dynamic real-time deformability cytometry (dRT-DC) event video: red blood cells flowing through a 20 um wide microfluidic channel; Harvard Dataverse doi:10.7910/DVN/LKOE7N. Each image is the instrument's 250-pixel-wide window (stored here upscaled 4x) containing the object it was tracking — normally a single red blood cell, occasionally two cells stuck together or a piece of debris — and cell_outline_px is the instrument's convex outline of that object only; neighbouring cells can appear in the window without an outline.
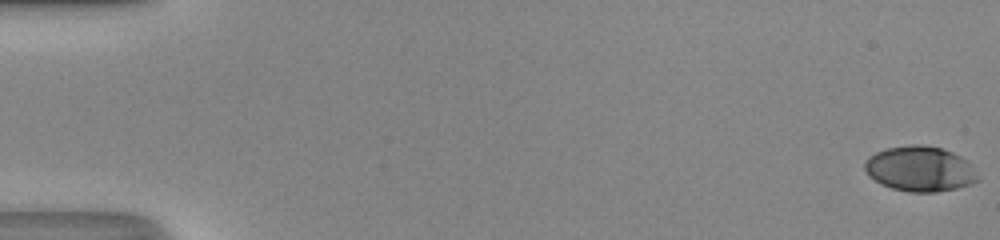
{"species": "human", "species_latin": "Homo sapiens", "temperature_condition": "room temperature", "stored_images_in_passage": 50, "camera_frame_rate_fps": 3000, "um_per_image_px": 0.085, "donor": {"sex": "male"}, "frame": {"image": 1, "passage_image": 1, "time_ms": 0.0, "image_size_px": [1000, 240], "cell_outline_px": [[980, 180], [972, 184], [956, 188], [936, 192], [908, 192], [892, 188], [880, 184], [868, 176], [864, 168], [864, 164], [868, 156], [876, 152], [888, 148], [912, 144], [924, 144], [940, 148], [952, 152], [968, 160]], "centroid_in_image_um": [78.19, 14.36], "position_along_channel_um": 6.8, "area_um2": 30.0}}
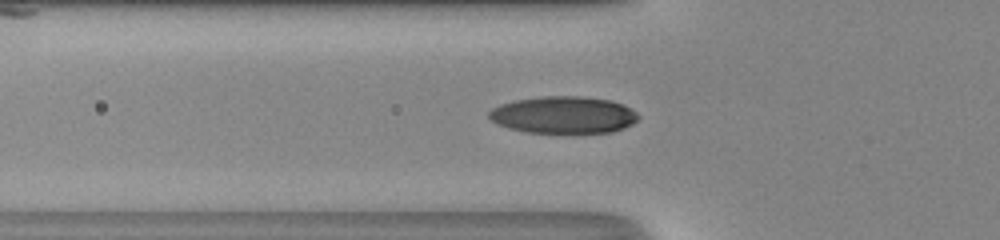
{"frame": {"image": 2, "passage_image": 19, "time_ms": 6.0, "image_size_px": [1000, 240], "cell_outline_px": [[640, 116], [632, 124], [624, 128], [612, 132], [528, 132], [508, 128], [496, 124], [488, 116], [488, 112], [492, 108], [500, 104], [516, 100], [544, 96], [580, 96], [612, 100], [624, 104], [636, 112]], "centroid_in_image_um": [47.9, 9.75], "position_along_channel_um": 77.9, "area_um2": 32.19}}
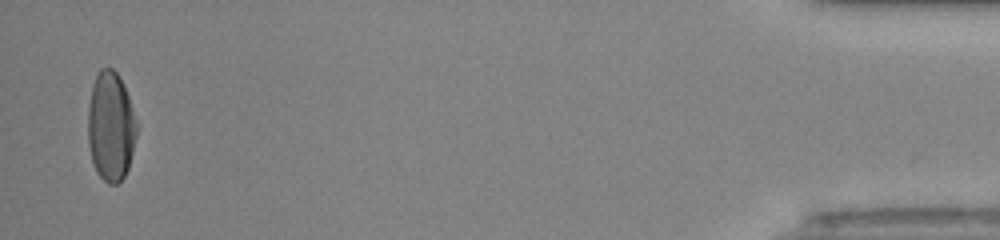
{"frame": {"image": 3, "passage_image": 49, "time_ms": 16.0, "image_size_px": [1000, 240], "cell_outline_px": [[136, 136], [128, 168], [124, 176], [116, 184], [108, 184], [96, 172], [92, 160], [88, 144], [88, 104], [92, 84], [96, 72], [100, 68], [112, 68], [116, 72], [128, 96], [136, 124]], "centroid_in_image_um": [9.38, 10.74], "position_along_channel_um": 425.8, "area_um2": 30.87}, "authors_computed_cell_mechanics": {"area_um2": 30.5762, "velocity_mm_per_s": 4.3345, "shape_relaxation_time_tau1_ms": 3.514, "shape_relaxation_time_tau2_ms": 0.8989, "deformation_change_tau1": 0.1797, "deformation_change_tau2": 0.0382}}